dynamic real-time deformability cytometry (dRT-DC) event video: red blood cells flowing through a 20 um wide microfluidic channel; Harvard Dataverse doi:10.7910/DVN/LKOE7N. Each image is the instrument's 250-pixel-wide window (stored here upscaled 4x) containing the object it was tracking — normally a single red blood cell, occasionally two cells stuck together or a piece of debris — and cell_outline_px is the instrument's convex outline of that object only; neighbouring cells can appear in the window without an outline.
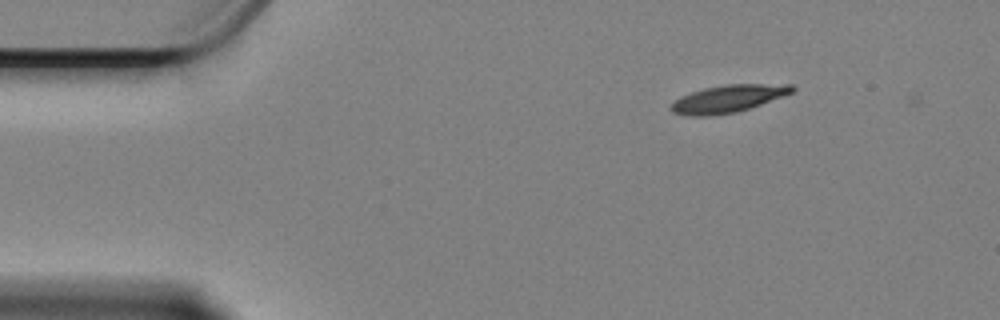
{"species": "Egyptian fruit bat (a non-hibernating species)", "species_latin": "Rousettus aegyptiacus", "temperature_condition": "cold", "stored_images_in_passage": 52, "camera_frame_rate_fps": 3000, "um_per_image_px": 0.085, "animal": {"sex": "female"}, "frame": {"image": 1, "passage_image": 1, "time_ms": 0.0, "image_size_px": [1000, 320], "cell_outline_px": [[796, 88], [792, 92], [760, 104], [736, 112], [712, 116], [692, 116], [672, 112], [668, 108], [680, 96], [704, 88], [724, 84], [792, 84]], "centroid_in_image_um": [61.86, 8.38], "position_along_channel_um": 23.1, "area_um2": 19.19}}
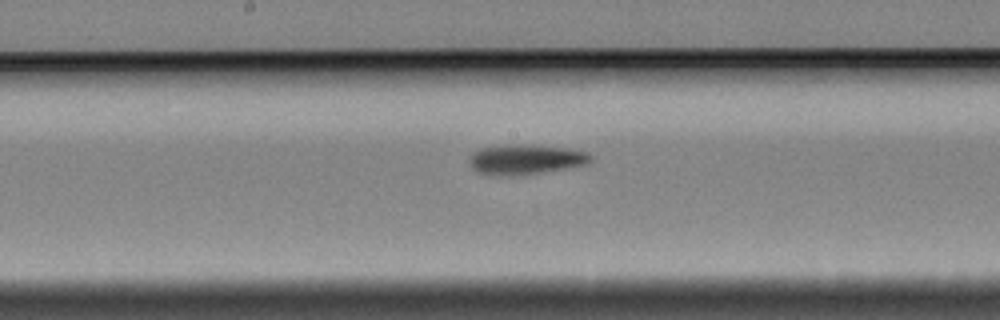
{"frame": {"image": 2, "passage_image": 23, "time_ms": 7.333, "image_size_px": [1000, 320], "cell_outline_px": [[592, 160], [588, 164], [540, 172], [508, 176], [500, 176], [476, 172], [472, 168], [468, 160], [472, 152], [484, 148], [508, 144], [532, 144], [564, 148], [588, 152], [592, 156]], "centroid_in_image_um": [44.65, 13.54], "position_along_channel_um": 203.5, "area_um2": 21.15}}
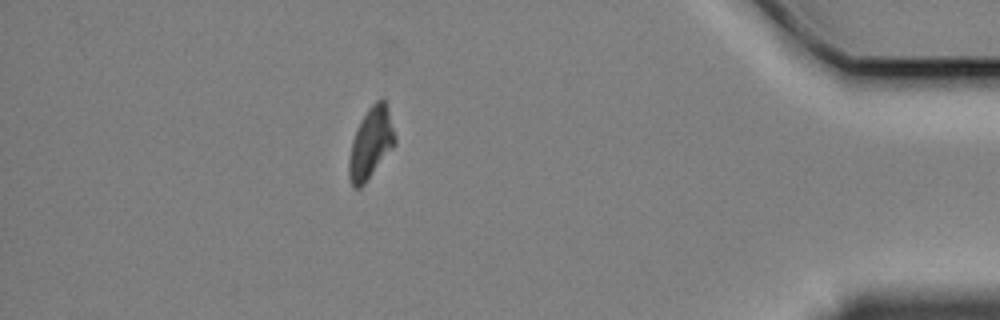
{"frame": {"image": 3, "passage_image": 45, "time_ms": 14.667, "image_size_px": [1000, 320], "cell_outline_px": [[396, 144], [364, 184], [360, 188], [352, 188], [348, 176], [348, 160], [352, 140], [360, 120], [368, 108], [380, 96], [384, 100], [388, 108], [396, 140]], "centroid_in_image_um": [31.5, 12.17], "position_along_channel_um": 403.7, "area_um2": 19.13}, "authors_computed_cell_mechanics": {"area_um2": 19.941, "velocity_mm_per_s": 3.3537, "shape_relaxation_time_tau1_ms": 6.9719, "shape_relaxation_time_tau2_ms": null, "deformation_change_tau1": 0.1847, "deformation_change_tau2": null}}